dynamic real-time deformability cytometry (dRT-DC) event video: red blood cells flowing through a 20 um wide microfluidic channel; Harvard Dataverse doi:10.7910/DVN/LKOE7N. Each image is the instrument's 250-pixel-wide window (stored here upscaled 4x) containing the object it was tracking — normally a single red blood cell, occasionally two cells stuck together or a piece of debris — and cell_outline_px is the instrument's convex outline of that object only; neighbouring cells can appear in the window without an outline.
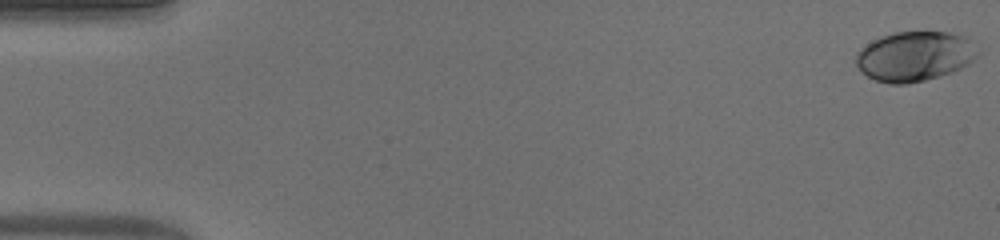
{"species": "human", "species_latin": "Homo sapiens", "temperature_condition": "warm", "stored_images_in_passage": 54, "camera_frame_rate_fps": 3000, "um_per_image_px": 0.085, "donor": {"sex": "male"}, "frame": {"image": 1, "passage_image": 1, "time_ms": 0.0, "image_size_px": [1000, 240], "cell_outline_px": [[980, 52], [968, 64], [952, 72], [940, 76], [908, 84], [888, 84], [876, 80], [860, 72], [856, 64], [856, 52], [860, 48], [872, 40], [880, 36], [892, 32], [948, 32], [968, 36]], "centroid_in_image_um": [77.73, 4.77], "position_along_channel_um": 7.3, "area_um2": 35.72}}
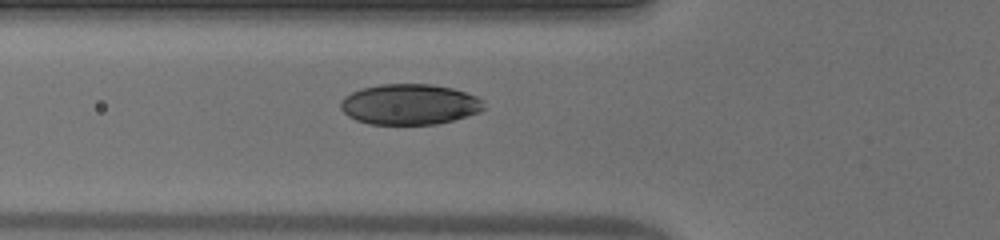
{"frame": {"image": 2, "passage_image": 20, "time_ms": 6.333, "image_size_px": [1000, 240], "cell_outline_px": [[488, 108], [480, 112], [452, 120], [436, 124], [368, 124], [356, 120], [348, 116], [340, 108], [340, 100], [344, 96], [360, 88], [380, 84], [432, 84], [452, 88], [476, 96], [484, 100]], "centroid_in_image_um": [34.82, 8.86], "position_along_channel_um": 91.0, "area_um2": 34.22}}
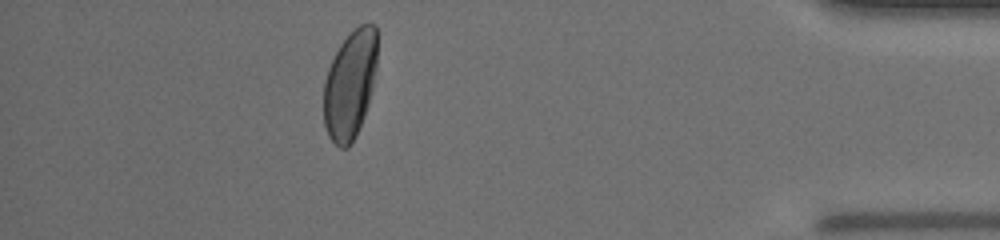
{"frame": {"image": 3, "passage_image": 48, "time_ms": 15.667, "image_size_px": [1000, 240], "cell_outline_px": [[376, 72], [368, 104], [364, 116], [356, 136], [352, 144], [348, 148], [340, 148], [328, 136], [324, 124], [324, 80], [328, 68], [340, 44], [360, 24], [376, 24]], "centroid_in_image_um": [29.75, 7.22], "position_along_channel_um": 405.5, "area_um2": 33.76}, "authors_computed_cell_mechanics": {"area_um2": 34.4488, "velocity_mm_per_s": 3.8577, "shape_relaxation_time_tau1_ms": 3.155, "shape_relaxation_time_tau2_ms": null, "deformation_change_tau1": 0.1604, "deformation_change_tau2": null}}